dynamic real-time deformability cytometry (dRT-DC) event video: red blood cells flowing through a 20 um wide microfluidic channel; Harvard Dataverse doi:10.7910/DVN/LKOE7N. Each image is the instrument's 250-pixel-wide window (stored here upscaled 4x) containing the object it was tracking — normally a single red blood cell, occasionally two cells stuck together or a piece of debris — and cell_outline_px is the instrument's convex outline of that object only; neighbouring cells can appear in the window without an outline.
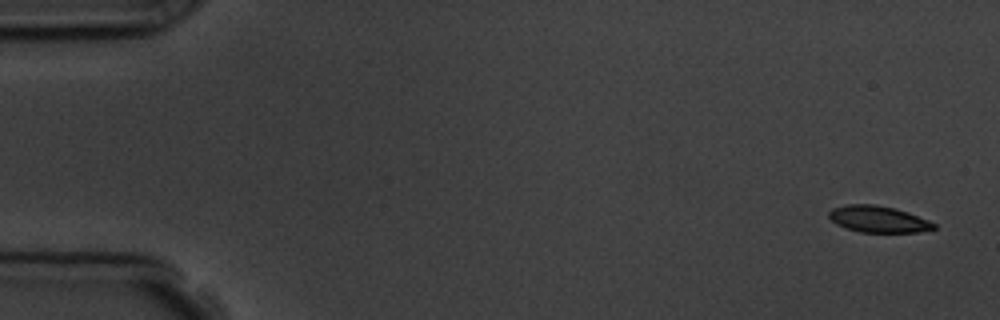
{"species": "common noctule bat (a hibernating species)", "species_latin": "Nyctalus noctula", "temperature_condition": "room temperature", "stored_images_in_passage": 5, "camera_frame_rate_fps": 3000, "um_per_image_px": 0.085, "animal": {"sex": "male", "body_mass_g": 19.5, "forearm_length_mm": 54.6}, "frame": {"image": 1, "passage_image": 1, "time_ms": 0.0, "image_size_px": [1000, 320], "cell_outline_px": [[936, 228], [916, 232], [860, 232], [836, 224], [828, 216], [828, 212], [832, 208], [848, 204], [872, 204], [892, 208], [908, 212], [928, 220], [936, 224]], "centroid_in_image_um": [74.63, 18.62], "position_along_channel_um": 10.4, "area_um2": 16.01}}
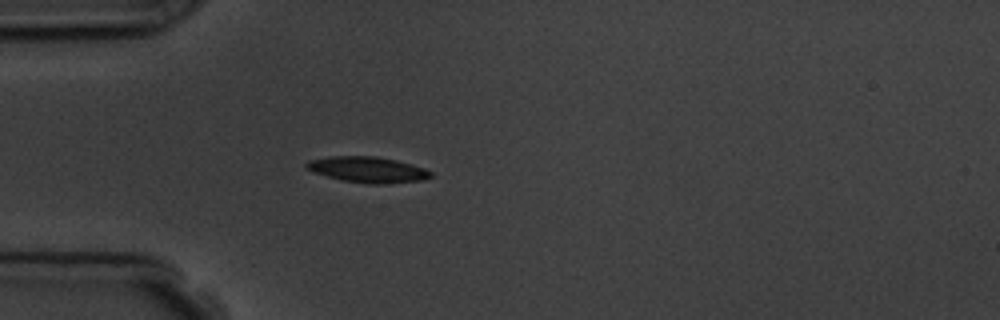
{"frame": {"image": 2, "passage_image": 5, "time_ms": 4.667, "image_size_px": [1000, 320], "cell_outline_px": [[432, 176], [420, 180], [380, 184], [372, 184], [340, 180], [312, 172], [304, 168], [304, 164], [308, 160], [328, 156], [376, 156], [396, 160], [424, 168], [432, 172]], "centroid_in_image_um": [31.17, 14.41], "position_along_channel_um": 53.8, "area_um2": 18.73}}